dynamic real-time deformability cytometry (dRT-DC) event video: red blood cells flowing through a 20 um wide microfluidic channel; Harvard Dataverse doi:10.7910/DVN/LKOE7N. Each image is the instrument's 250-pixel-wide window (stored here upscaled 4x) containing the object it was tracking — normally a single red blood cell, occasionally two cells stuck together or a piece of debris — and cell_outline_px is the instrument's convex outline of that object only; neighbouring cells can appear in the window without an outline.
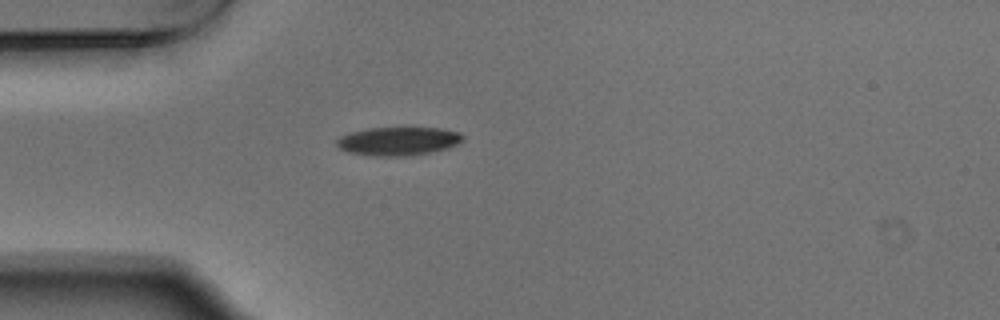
{"species": "Egyptian fruit bat (a non-hibernating species)", "species_latin": "Rousettus aegyptiacus", "temperature_condition": "warm", "stored_images_in_passage": 40, "camera_frame_rate_fps": 3000, "um_per_image_px": 0.085, "animal": {"sex": "male"}, "frame": {"image": 1, "passage_image": 1, "time_ms": 0.0, "image_size_px": [1000, 320], "cell_outline_px": [[464, 140], [460, 144], [448, 148], [428, 152], [404, 156], [376, 156], [348, 152], [340, 148], [336, 144], [336, 140], [340, 136], [352, 132], [368, 128], [440, 128], [460, 132], [464, 136]], "centroid_in_image_um": [33.88, 11.99], "position_along_channel_um": 51.1, "area_um2": 20.87}}
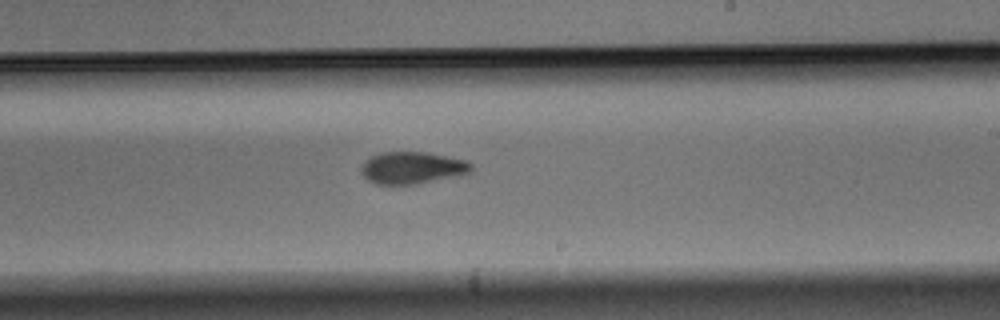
{"frame": {"image": 2, "passage_image": 18, "time_ms": 5.667, "image_size_px": [1000, 320], "cell_outline_px": [[472, 172], [456, 176], [416, 184], [376, 184], [368, 180], [360, 172], [360, 168], [372, 156], [380, 152], [428, 152], [464, 160], [472, 164]], "centroid_in_image_um": [35.04, 14.26], "position_along_channel_um": 254.0, "area_um2": 20.4}}
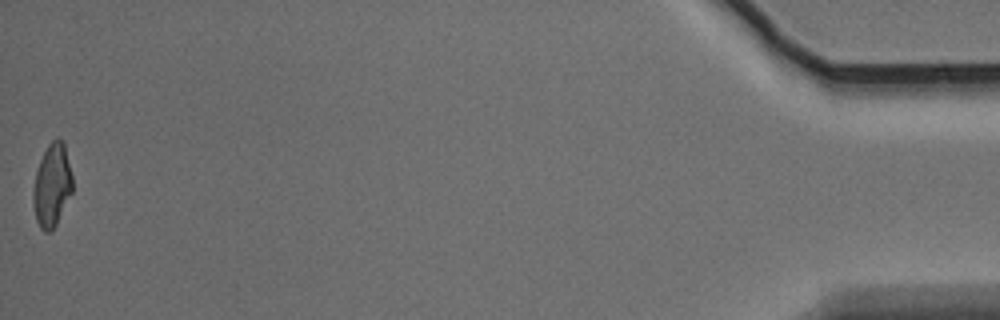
{"frame": {"image": 3, "passage_image": 40, "time_ms": 13.0, "image_size_px": [1000, 320], "cell_outline_px": [[72, 192], [52, 232], [44, 232], [40, 228], [36, 220], [32, 204], [32, 192], [36, 172], [40, 160], [48, 144], [56, 136], [64, 140], [72, 176]], "centroid_in_image_um": [4.41, 15.74], "position_along_channel_um": 430.8, "area_um2": 19.25}, "authors_computed_cell_mechanics": {"area_um2": 20.4323, "velocity_mm_per_s": 3.7346, "shape_relaxation_time_tau1_ms": 3.5423, "shape_relaxation_time_tau2_ms": 2.14, "deformation_change_tau1": 0.1442, "deformation_change_tau2": 0.075}}